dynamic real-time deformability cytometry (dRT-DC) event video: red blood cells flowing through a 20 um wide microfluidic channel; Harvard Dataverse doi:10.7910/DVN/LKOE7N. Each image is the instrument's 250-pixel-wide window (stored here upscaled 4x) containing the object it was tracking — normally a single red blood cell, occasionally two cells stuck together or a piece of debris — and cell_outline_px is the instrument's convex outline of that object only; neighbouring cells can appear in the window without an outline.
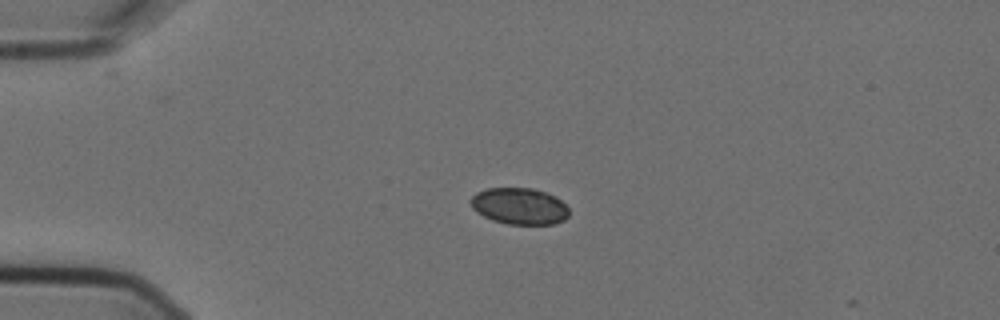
{"species": "Egyptian fruit bat (a non-hibernating species)", "species_latin": "Rousettus aegyptiacus", "temperature_condition": "cold", "stored_images_in_passage": 2, "camera_frame_rate_fps": 3000, "um_per_image_px": 0.085, "animal": {"sex": "female"}, "frame": {"image": 1, "passage_image": 1, "time_ms": 0.0, "image_size_px": [1000, 320], "cell_outline_px": [[568, 216], [564, 220], [556, 224], [508, 224], [492, 220], [476, 212], [472, 208], [468, 200], [476, 192], [488, 188], [532, 188], [556, 196], [568, 208]], "centroid_in_image_um": [44.12, 17.52], "position_along_channel_um": 40.9, "area_um2": 21.04}}